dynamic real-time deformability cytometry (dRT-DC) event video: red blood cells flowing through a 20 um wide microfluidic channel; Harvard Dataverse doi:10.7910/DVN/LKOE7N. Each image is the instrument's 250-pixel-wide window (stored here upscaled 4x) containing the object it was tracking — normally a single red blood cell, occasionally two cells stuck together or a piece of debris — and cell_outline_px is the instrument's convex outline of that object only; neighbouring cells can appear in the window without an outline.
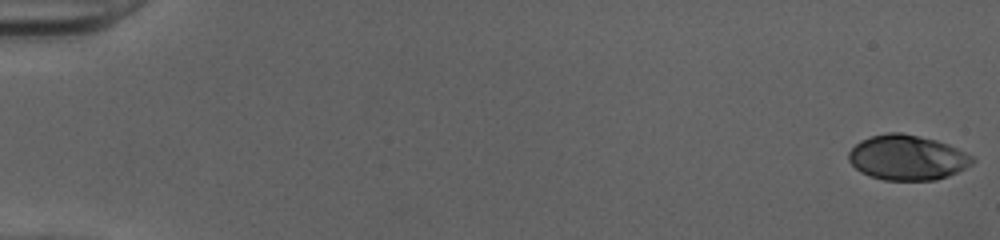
{"species": "human", "species_latin": "Homo sapiens", "temperature_condition": "cold", "stored_images_in_passage": 52, "camera_frame_rate_fps": 3000, "um_per_image_px": 0.085, "donor": {"sex": "female"}, "frame": {"image": 1, "passage_image": 1, "time_ms": 0.0, "image_size_px": [1000, 240], "cell_outline_px": [[976, 160], [972, 164], [948, 176], [936, 180], [884, 180], [868, 176], [860, 172], [848, 160], [848, 152], [860, 140], [872, 136], [888, 132], [900, 132], [936, 140], [948, 144], [972, 156]], "centroid_in_image_um": [77.09, 13.4], "position_along_channel_um": 7.9, "area_um2": 32.43}}
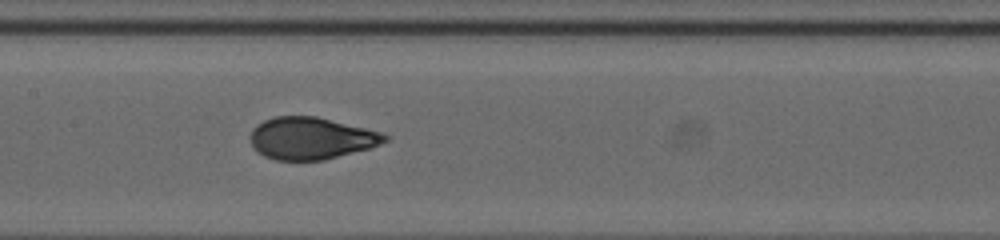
{"frame": {"image": 2, "passage_image": 27, "time_ms": 8.667, "image_size_px": [1000, 240], "cell_outline_px": [[392, 136], [388, 140], [372, 148], [324, 160], [276, 160], [264, 156], [252, 144], [248, 136], [252, 128], [256, 124], [264, 120], [276, 116], [316, 116], [380, 132]], "centroid_in_image_um": [26.45, 11.75], "position_along_channel_um": 181.0, "area_um2": 33.06}}
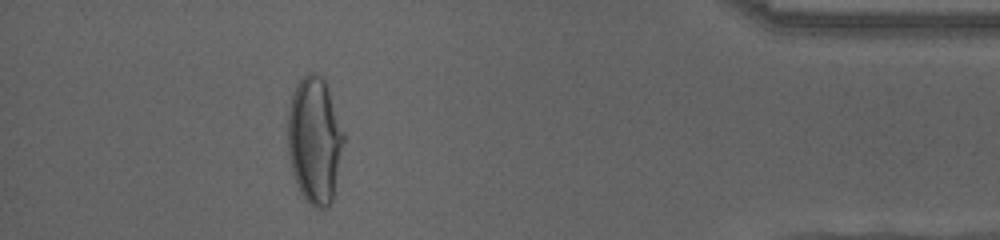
{"frame": {"image": 3, "passage_image": 47, "time_ms": 15.333, "image_size_px": [1000, 240], "cell_outline_px": [[344, 140], [332, 200], [324, 208], [316, 208], [308, 204], [304, 200], [296, 184], [292, 172], [288, 152], [288, 112], [292, 96], [296, 84], [308, 72], [312, 72], [324, 76], [344, 132]], "centroid_in_image_um": [26.73, 11.9], "position_along_channel_um": 408.5, "area_um2": 41.33}, "authors_computed_cell_mechanics": {"area_um2": 33.1483, "velocity_mm_per_s": 4.0552, "shape_relaxation_time_tau1_ms": 6.2977, "shape_relaxation_time_tau2_ms": null, "deformation_change_tau1": 0.238, "deformation_change_tau2": null}}